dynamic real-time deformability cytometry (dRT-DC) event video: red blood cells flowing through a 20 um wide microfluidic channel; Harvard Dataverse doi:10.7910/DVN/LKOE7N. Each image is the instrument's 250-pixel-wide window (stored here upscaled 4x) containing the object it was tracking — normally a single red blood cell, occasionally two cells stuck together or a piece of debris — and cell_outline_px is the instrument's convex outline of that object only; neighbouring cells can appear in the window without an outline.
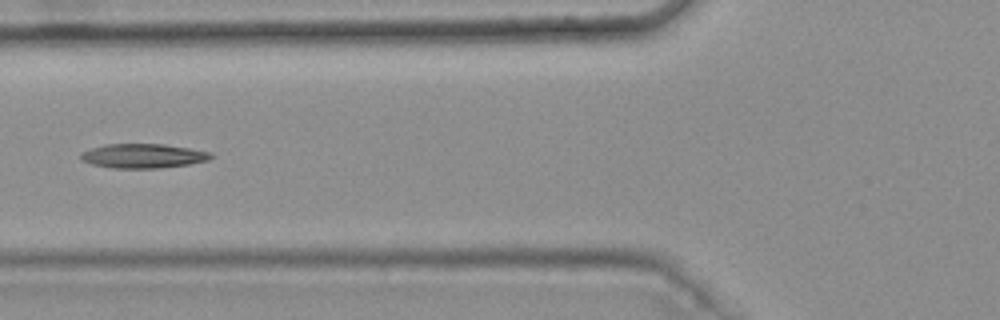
{"species": "common noctule bat (a hibernating species)", "species_latin": "Nyctalus noctula", "temperature_condition": "warm", "stored_images_in_passage": 8, "camera_frame_rate_fps": 3000, "um_per_image_px": 0.085, "animal": {"sex": "female", "body_mass_g": 25.1}, "frame": {"image": 1, "passage_image": 6, "time_ms": 1.667, "image_size_px": [1000, 320], "cell_outline_px": [[212, 156], [208, 160], [188, 164], [160, 168], [112, 168], [92, 164], [80, 160], [80, 152], [104, 144], [164, 144], [212, 152]], "centroid_in_image_um": [12.13, 13.25], "position_along_channel_um": 113.7, "area_um2": 18.44}}
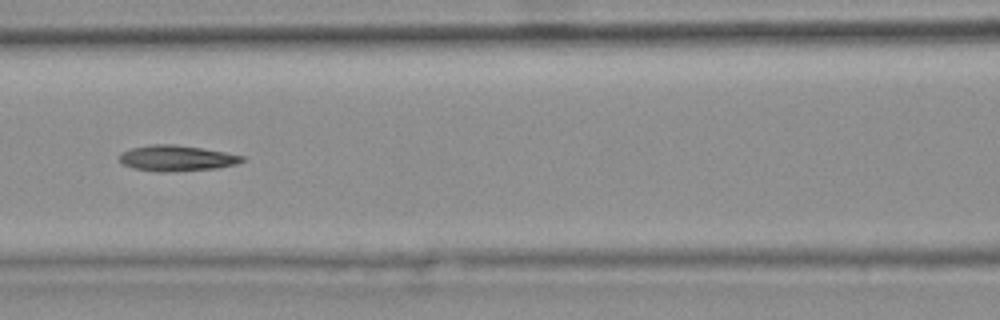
{"frame": {"image": 2, "passage_image": 7, "time_ms": 2.0, "image_size_px": [1000, 320], "cell_outline_px": [[244, 160], [236, 164], [216, 168], [164, 172], [156, 172], [132, 168], [124, 164], [116, 156], [120, 152], [132, 148], [152, 144], [172, 144], [200, 148], [224, 152], [244, 156]], "centroid_in_image_um": [14.95, 13.45], "position_along_channel_um": 151.6, "area_um2": 18.32}}